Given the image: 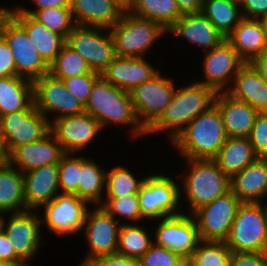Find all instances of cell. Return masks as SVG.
<instances>
[{
    "instance_id": "5bb4252c",
    "label": "cell",
    "mask_w": 267,
    "mask_h": 266,
    "mask_svg": "<svg viewBox=\"0 0 267 266\" xmlns=\"http://www.w3.org/2000/svg\"><path fill=\"white\" fill-rule=\"evenodd\" d=\"M121 224L103 207L96 205L88 210L83 230L90 252L79 266H88L102 256L115 254L118 248L119 229Z\"/></svg>"
},
{
    "instance_id": "ee69618b",
    "label": "cell",
    "mask_w": 267,
    "mask_h": 266,
    "mask_svg": "<svg viewBox=\"0 0 267 266\" xmlns=\"http://www.w3.org/2000/svg\"><path fill=\"white\" fill-rule=\"evenodd\" d=\"M101 76L100 73L73 76L63 80L66 88L84 105L87 104L94 82Z\"/></svg>"
},
{
    "instance_id": "9a60e30c",
    "label": "cell",
    "mask_w": 267,
    "mask_h": 266,
    "mask_svg": "<svg viewBox=\"0 0 267 266\" xmlns=\"http://www.w3.org/2000/svg\"><path fill=\"white\" fill-rule=\"evenodd\" d=\"M155 230L154 243L173 251L185 260L192 256L201 241L194 217L184 212L162 218Z\"/></svg>"
},
{
    "instance_id": "f35d334b",
    "label": "cell",
    "mask_w": 267,
    "mask_h": 266,
    "mask_svg": "<svg viewBox=\"0 0 267 266\" xmlns=\"http://www.w3.org/2000/svg\"><path fill=\"white\" fill-rule=\"evenodd\" d=\"M145 178L137 180L127 168L116 166L110 171H106V198H122L129 194H139L140 187Z\"/></svg>"
},
{
    "instance_id": "681fc988",
    "label": "cell",
    "mask_w": 267,
    "mask_h": 266,
    "mask_svg": "<svg viewBox=\"0 0 267 266\" xmlns=\"http://www.w3.org/2000/svg\"><path fill=\"white\" fill-rule=\"evenodd\" d=\"M88 266H140V262L137 258L115 253L97 258Z\"/></svg>"
},
{
    "instance_id": "277c9868",
    "label": "cell",
    "mask_w": 267,
    "mask_h": 266,
    "mask_svg": "<svg viewBox=\"0 0 267 266\" xmlns=\"http://www.w3.org/2000/svg\"><path fill=\"white\" fill-rule=\"evenodd\" d=\"M190 170L183 174L185 198L193 214L197 209L211 203L231 191V178L225 174L213 159H185ZM186 176V177H185Z\"/></svg>"
},
{
    "instance_id": "6da1fadb",
    "label": "cell",
    "mask_w": 267,
    "mask_h": 266,
    "mask_svg": "<svg viewBox=\"0 0 267 266\" xmlns=\"http://www.w3.org/2000/svg\"><path fill=\"white\" fill-rule=\"evenodd\" d=\"M222 116L214 103L196 116L172 141L185 159H213L225 143Z\"/></svg>"
},
{
    "instance_id": "44dd1931",
    "label": "cell",
    "mask_w": 267,
    "mask_h": 266,
    "mask_svg": "<svg viewBox=\"0 0 267 266\" xmlns=\"http://www.w3.org/2000/svg\"><path fill=\"white\" fill-rule=\"evenodd\" d=\"M159 72L144 57L116 56L100 74L111 85L130 92L134 87L151 80Z\"/></svg>"
},
{
    "instance_id": "b9f144b4",
    "label": "cell",
    "mask_w": 267,
    "mask_h": 266,
    "mask_svg": "<svg viewBox=\"0 0 267 266\" xmlns=\"http://www.w3.org/2000/svg\"><path fill=\"white\" fill-rule=\"evenodd\" d=\"M74 155L75 153H64L60 158L59 188L62 191L60 194H75L78 197L80 157Z\"/></svg>"
},
{
    "instance_id": "94428289",
    "label": "cell",
    "mask_w": 267,
    "mask_h": 266,
    "mask_svg": "<svg viewBox=\"0 0 267 266\" xmlns=\"http://www.w3.org/2000/svg\"><path fill=\"white\" fill-rule=\"evenodd\" d=\"M0 266H11V265L6 263L5 261L0 260Z\"/></svg>"
},
{
    "instance_id": "30bf717a",
    "label": "cell",
    "mask_w": 267,
    "mask_h": 266,
    "mask_svg": "<svg viewBox=\"0 0 267 266\" xmlns=\"http://www.w3.org/2000/svg\"><path fill=\"white\" fill-rule=\"evenodd\" d=\"M175 90L172 79L159 72L129 92L137 118L146 131L161 117Z\"/></svg>"
},
{
    "instance_id": "e575fe53",
    "label": "cell",
    "mask_w": 267,
    "mask_h": 266,
    "mask_svg": "<svg viewBox=\"0 0 267 266\" xmlns=\"http://www.w3.org/2000/svg\"><path fill=\"white\" fill-rule=\"evenodd\" d=\"M240 4L232 0H203L202 13L227 37L243 18Z\"/></svg>"
},
{
    "instance_id": "8d00e7d4",
    "label": "cell",
    "mask_w": 267,
    "mask_h": 266,
    "mask_svg": "<svg viewBox=\"0 0 267 266\" xmlns=\"http://www.w3.org/2000/svg\"><path fill=\"white\" fill-rule=\"evenodd\" d=\"M49 73L58 79H67L98 72L92 71L86 60L65 43L54 62L49 66Z\"/></svg>"
},
{
    "instance_id": "603a6c76",
    "label": "cell",
    "mask_w": 267,
    "mask_h": 266,
    "mask_svg": "<svg viewBox=\"0 0 267 266\" xmlns=\"http://www.w3.org/2000/svg\"><path fill=\"white\" fill-rule=\"evenodd\" d=\"M214 103L222 116L227 137H249L259 112L227 92L216 93Z\"/></svg>"
},
{
    "instance_id": "c3c4849f",
    "label": "cell",
    "mask_w": 267,
    "mask_h": 266,
    "mask_svg": "<svg viewBox=\"0 0 267 266\" xmlns=\"http://www.w3.org/2000/svg\"><path fill=\"white\" fill-rule=\"evenodd\" d=\"M0 260L11 266H27L15 253L13 242L3 229L0 230Z\"/></svg>"
},
{
    "instance_id": "d590c367",
    "label": "cell",
    "mask_w": 267,
    "mask_h": 266,
    "mask_svg": "<svg viewBox=\"0 0 267 266\" xmlns=\"http://www.w3.org/2000/svg\"><path fill=\"white\" fill-rule=\"evenodd\" d=\"M153 243L154 240L149 237L146 229L128 222L121 223L116 253L126 257L139 259Z\"/></svg>"
},
{
    "instance_id": "8992f818",
    "label": "cell",
    "mask_w": 267,
    "mask_h": 266,
    "mask_svg": "<svg viewBox=\"0 0 267 266\" xmlns=\"http://www.w3.org/2000/svg\"><path fill=\"white\" fill-rule=\"evenodd\" d=\"M267 238V201L242 203L225 244L231 252H263Z\"/></svg>"
},
{
    "instance_id": "4fadbf2b",
    "label": "cell",
    "mask_w": 267,
    "mask_h": 266,
    "mask_svg": "<svg viewBox=\"0 0 267 266\" xmlns=\"http://www.w3.org/2000/svg\"><path fill=\"white\" fill-rule=\"evenodd\" d=\"M242 202L230 191L197 209L192 216L203 241H225Z\"/></svg>"
},
{
    "instance_id": "d4e9b609",
    "label": "cell",
    "mask_w": 267,
    "mask_h": 266,
    "mask_svg": "<svg viewBox=\"0 0 267 266\" xmlns=\"http://www.w3.org/2000/svg\"><path fill=\"white\" fill-rule=\"evenodd\" d=\"M167 32L183 37L205 51L219 46L226 40L202 12L182 15Z\"/></svg>"
},
{
    "instance_id": "1f68e13d",
    "label": "cell",
    "mask_w": 267,
    "mask_h": 266,
    "mask_svg": "<svg viewBox=\"0 0 267 266\" xmlns=\"http://www.w3.org/2000/svg\"><path fill=\"white\" fill-rule=\"evenodd\" d=\"M24 211V175L6 162L0 166V212L11 214Z\"/></svg>"
},
{
    "instance_id": "60d3db41",
    "label": "cell",
    "mask_w": 267,
    "mask_h": 266,
    "mask_svg": "<svg viewBox=\"0 0 267 266\" xmlns=\"http://www.w3.org/2000/svg\"><path fill=\"white\" fill-rule=\"evenodd\" d=\"M100 206L114 219L120 215V219H117L119 223L123 217L131 222L145 220L140 210L138 194H129L122 198H104Z\"/></svg>"
},
{
    "instance_id": "f6af8a7d",
    "label": "cell",
    "mask_w": 267,
    "mask_h": 266,
    "mask_svg": "<svg viewBox=\"0 0 267 266\" xmlns=\"http://www.w3.org/2000/svg\"><path fill=\"white\" fill-rule=\"evenodd\" d=\"M249 140L258 157H267V112L259 113L249 135Z\"/></svg>"
},
{
    "instance_id": "4316f807",
    "label": "cell",
    "mask_w": 267,
    "mask_h": 266,
    "mask_svg": "<svg viewBox=\"0 0 267 266\" xmlns=\"http://www.w3.org/2000/svg\"><path fill=\"white\" fill-rule=\"evenodd\" d=\"M6 12L27 32L41 58L50 66L66 43V39L45 27L31 15L19 13L16 9L12 11L9 8Z\"/></svg>"
},
{
    "instance_id": "e0dca14e",
    "label": "cell",
    "mask_w": 267,
    "mask_h": 266,
    "mask_svg": "<svg viewBox=\"0 0 267 266\" xmlns=\"http://www.w3.org/2000/svg\"><path fill=\"white\" fill-rule=\"evenodd\" d=\"M205 54L202 62L205 79L197 82L212 88L216 93L226 92L246 62L227 40Z\"/></svg>"
},
{
    "instance_id": "680465c9",
    "label": "cell",
    "mask_w": 267,
    "mask_h": 266,
    "mask_svg": "<svg viewBox=\"0 0 267 266\" xmlns=\"http://www.w3.org/2000/svg\"><path fill=\"white\" fill-rule=\"evenodd\" d=\"M7 8H4L3 6L0 7V18L4 15V13L6 12Z\"/></svg>"
},
{
    "instance_id": "7a4b0ae2",
    "label": "cell",
    "mask_w": 267,
    "mask_h": 266,
    "mask_svg": "<svg viewBox=\"0 0 267 266\" xmlns=\"http://www.w3.org/2000/svg\"><path fill=\"white\" fill-rule=\"evenodd\" d=\"M85 111L100 123L102 129L109 123L128 125L129 128L133 126L131 136L147 135L137 118L130 93L111 85L102 76L94 82Z\"/></svg>"
},
{
    "instance_id": "f5cc1de1",
    "label": "cell",
    "mask_w": 267,
    "mask_h": 266,
    "mask_svg": "<svg viewBox=\"0 0 267 266\" xmlns=\"http://www.w3.org/2000/svg\"><path fill=\"white\" fill-rule=\"evenodd\" d=\"M182 15L201 13L203 0H175Z\"/></svg>"
},
{
    "instance_id": "7dc6e473",
    "label": "cell",
    "mask_w": 267,
    "mask_h": 266,
    "mask_svg": "<svg viewBox=\"0 0 267 266\" xmlns=\"http://www.w3.org/2000/svg\"><path fill=\"white\" fill-rule=\"evenodd\" d=\"M16 76V67L13 53L0 35V77Z\"/></svg>"
},
{
    "instance_id": "2e32d148",
    "label": "cell",
    "mask_w": 267,
    "mask_h": 266,
    "mask_svg": "<svg viewBox=\"0 0 267 266\" xmlns=\"http://www.w3.org/2000/svg\"><path fill=\"white\" fill-rule=\"evenodd\" d=\"M89 204L75 194H58L52 201L43 205V223L53 234L69 235L83 229Z\"/></svg>"
},
{
    "instance_id": "7bdbcfd3",
    "label": "cell",
    "mask_w": 267,
    "mask_h": 266,
    "mask_svg": "<svg viewBox=\"0 0 267 266\" xmlns=\"http://www.w3.org/2000/svg\"><path fill=\"white\" fill-rule=\"evenodd\" d=\"M138 260L140 266H186L180 255L155 243Z\"/></svg>"
},
{
    "instance_id": "5b68a950",
    "label": "cell",
    "mask_w": 267,
    "mask_h": 266,
    "mask_svg": "<svg viewBox=\"0 0 267 266\" xmlns=\"http://www.w3.org/2000/svg\"><path fill=\"white\" fill-rule=\"evenodd\" d=\"M116 56L140 58L151 49L161 35L167 33L159 23L124 11L121 19L109 29Z\"/></svg>"
},
{
    "instance_id": "9c48e42d",
    "label": "cell",
    "mask_w": 267,
    "mask_h": 266,
    "mask_svg": "<svg viewBox=\"0 0 267 266\" xmlns=\"http://www.w3.org/2000/svg\"><path fill=\"white\" fill-rule=\"evenodd\" d=\"M49 120L33 103L26 110L0 116V135L6 154L14 147L39 141L48 135Z\"/></svg>"
},
{
    "instance_id": "bcb514c9",
    "label": "cell",
    "mask_w": 267,
    "mask_h": 266,
    "mask_svg": "<svg viewBox=\"0 0 267 266\" xmlns=\"http://www.w3.org/2000/svg\"><path fill=\"white\" fill-rule=\"evenodd\" d=\"M230 266H267L263 252H232Z\"/></svg>"
},
{
    "instance_id": "ba28073f",
    "label": "cell",
    "mask_w": 267,
    "mask_h": 266,
    "mask_svg": "<svg viewBox=\"0 0 267 266\" xmlns=\"http://www.w3.org/2000/svg\"><path fill=\"white\" fill-rule=\"evenodd\" d=\"M179 187L172 178L164 174L147 176L138 194L142 217L157 220L182 214L178 204L182 196Z\"/></svg>"
},
{
    "instance_id": "816d5d0a",
    "label": "cell",
    "mask_w": 267,
    "mask_h": 266,
    "mask_svg": "<svg viewBox=\"0 0 267 266\" xmlns=\"http://www.w3.org/2000/svg\"><path fill=\"white\" fill-rule=\"evenodd\" d=\"M34 2L36 8L32 11L31 9H26L24 7H16L15 9L22 14L32 15L36 10H41L49 7H70L71 0H31Z\"/></svg>"
},
{
    "instance_id": "74e56055",
    "label": "cell",
    "mask_w": 267,
    "mask_h": 266,
    "mask_svg": "<svg viewBox=\"0 0 267 266\" xmlns=\"http://www.w3.org/2000/svg\"><path fill=\"white\" fill-rule=\"evenodd\" d=\"M231 254L225 241L201 240L186 266H230Z\"/></svg>"
},
{
    "instance_id": "be15d7a7",
    "label": "cell",
    "mask_w": 267,
    "mask_h": 266,
    "mask_svg": "<svg viewBox=\"0 0 267 266\" xmlns=\"http://www.w3.org/2000/svg\"><path fill=\"white\" fill-rule=\"evenodd\" d=\"M232 1H234L235 3H238V4L241 5V3H242L244 0H232Z\"/></svg>"
},
{
    "instance_id": "ab89813d",
    "label": "cell",
    "mask_w": 267,
    "mask_h": 266,
    "mask_svg": "<svg viewBox=\"0 0 267 266\" xmlns=\"http://www.w3.org/2000/svg\"><path fill=\"white\" fill-rule=\"evenodd\" d=\"M35 20L42 23L51 31L67 39L75 26L70 7H49L36 10L31 15Z\"/></svg>"
},
{
    "instance_id": "83f0119b",
    "label": "cell",
    "mask_w": 267,
    "mask_h": 266,
    "mask_svg": "<svg viewBox=\"0 0 267 266\" xmlns=\"http://www.w3.org/2000/svg\"><path fill=\"white\" fill-rule=\"evenodd\" d=\"M226 92L250 104L259 113L267 112V83L251 63L240 68Z\"/></svg>"
},
{
    "instance_id": "f546056e",
    "label": "cell",
    "mask_w": 267,
    "mask_h": 266,
    "mask_svg": "<svg viewBox=\"0 0 267 266\" xmlns=\"http://www.w3.org/2000/svg\"><path fill=\"white\" fill-rule=\"evenodd\" d=\"M257 158L249 137H227L213 160L231 178Z\"/></svg>"
},
{
    "instance_id": "d6986e66",
    "label": "cell",
    "mask_w": 267,
    "mask_h": 266,
    "mask_svg": "<svg viewBox=\"0 0 267 266\" xmlns=\"http://www.w3.org/2000/svg\"><path fill=\"white\" fill-rule=\"evenodd\" d=\"M5 220L3 217L2 229L13 242L16 255L27 265L40 247L42 218L35 211L26 210L11 213L8 221Z\"/></svg>"
},
{
    "instance_id": "52a82bcc",
    "label": "cell",
    "mask_w": 267,
    "mask_h": 266,
    "mask_svg": "<svg viewBox=\"0 0 267 266\" xmlns=\"http://www.w3.org/2000/svg\"><path fill=\"white\" fill-rule=\"evenodd\" d=\"M0 35L13 53L16 76L34 81L49 73L27 32L7 12L0 18Z\"/></svg>"
},
{
    "instance_id": "7402d4cb",
    "label": "cell",
    "mask_w": 267,
    "mask_h": 266,
    "mask_svg": "<svg viewBox=\"0 0 267 266\" xmlns=\"http://www.w3.org/2000/svg\"><path fill=\"white\" fill-rule=\"evenodd\" d=\"M58 174V164L43 165L23 173L26 210H37L60 194Z\"/></svg>"
},
{
    "instance_id": "ac0fdd59",
    "label": "cell",
    "mask_w": 267,
    "mask_h": 266,
    "mask_svg": "<svg viewBox=\"0 0 267 266\" xmlns=\"http://www.w3.org/2000/svg\"><path fill=\"white\" fill-rule=\"evenodd\" d=\"M100 123L86 111L50 122V133L65 153L82 151L99 134Z\"/></svg>"
},
{
    "instance_id": "d6a6232c",
    "label": "cell",
    "mask_w": 267,
    "mask_h": 266,
    "mask_svg": "<svg viewBox=\"0 0 267 266\" xmlns=\"http://www.w3.org/2000/svg\"><path fill=\"white\" fill-rule=\"evenodd\" d=\"M106 185V171L88 158L80 157L78 197L88 203L101 205Z\"/></svg>"
},
{
    "instance_id": "11a10c76",
    "label": "cell",
    "mask_w": 267,
    "mask_h": 266,
    "mask_svg": "<svg viewBox=\"0 0 267 266\" xmlns=\"http://www.w3.org/2000/svg\"><path fill=\"white\" fill-rule=\"evenodd\" d=\"M7 162V154L4 150L1 135H0V166Z\"/></svg>"
},
{
    "instance_id": "91938a15",
    "label": "cell",
    "mask_w": 267,
    "mask_h": 266,
    "mask_svg": "<svg viewBox=\"0 0 267 266\" xmlns=\"http://www.w3.org/2000/svg\"><path fill=\"white\" fill-rule=\"evenodd\" d=\"M263 253L267 257V238H266V243H265V246H264V249H263Z\"/></svg>"
},
{
    "instance_id": "f907efd6",
    "label": "cell",
    "mask_w": 267,
    "mask_h": 266,
    "mask_svg": "<svg viewBox=\"0 0 267 266\" xmlns=\"http://www.w3.org/2000/svg\"><path fill=\"white\" fill-rule=\"evenodd\" d=\"M240 7L244 18L259 19L267 15V0H244Z\"/></svg>"
},
{
    "instance_id": "cb8c5ba5",
    "label": "cell",
    "mask_w": 267,
    "mask_h": 266,
    "mask_svg": "<svg viewBox=\"0 0 267 266\" xmlns=\"http://www.w3.org/2000/svg\"><path fill=\"white\" fill-rule=\"evenodd\" d=\"M75 25L111 29L121 19L124 9L113 0H71Z\"/></svg>"
},
{
    "instance_id": "4dcf8cb0",
    "label": "cell",
    "mask_w": 267,
    "mask_h": 266,
    "mask_svg": "<svg viewBox=\"0 0 267 266\" xmlns=\"http://www.w3.org/2000/svg\"><path fill=\"white\" fill-rule=\"evenodd\" d=\"M32 103L31 80L20 76L0 77V116L26 110Z\"/></svg>"
},
{
    "instance_id": "6f0895ef",
    "label": "cell",
    "mask_w": 267,
    "mask_h": 266,
    "mask_svg": "<svg viewBox=\"0 0 267 266\" xmlns=\"http://www.w3.org/2000/svg\"><path fill=\"white\" fill-rule=\"evenodd\" d=\"M259 21L261 23V26H262V29H263V33H264V36H265V40H266V43H267V15L259 18Z\"/></svg>"
},
{
    "instance_id": "836d02e7",
    "label": "cell",
    "mask_w": 267,
    "mask_h": 266,
    "mask_svg": "<svg viewBox=\"0 0 267 266\" xmlns=\"http://www.w3.org/2000/svg\"><path fill=\"white\" fill-rule=\"evenodd\" d=\"M127 11L153 20L167 31L182 16L175 0H133Z\"/></svg>"
},
{
    "instance_id": "db71d44e",
    "label": "cell",
    "mask_w": 267,
    "mask_h": 266,
    "mask_svg": "<svg viewBox=\"0 0 267 266\" xmlns=\"http://www.w3.org/2000/svg\"><path fill=\"white\" fill-rule=\"evenodd\" d=\"M250 63L259 72L261 78L267 83V47Z\"/></svg>"
},
{
    "instance_id": "8fae6325",
    "label": "cell",
    "mask_w": 267,
    "mask_h": 266,
    "mask_svg": "<svg viewBox=\"0 0 267 266\" xmlns=\"http://www.w3.org/2000/svg\"><path fill=\"white\" fill-rule=\"evenodd\" d=\"M66 43L86 60L92 71L98 73L116 58L114 40L106 28L75 25Z\"/></svg>"
},
{
    "instance_id": "7c38bea8",
    "label": "cell",
    "mask_w": 267,
    "mask_h": 266,
    "mask_svg": "<svg viewBox=\"0 0 267 266\" xmlns=\"http://www.w3.org/2000/svg\"><path fill=\"white\" fill-rule=\"evenodd\" d=\"M32 84L34 107L46 118H48V114L56 113L49 122L85 112V105L71 94L63 80L50 73L35 79Z\"/></svg>"
},
{
    "instance_id": "3957f363",
    "label": "cell",
    "mask_w": 267,
    "mask_h": 266,
    "mask_svg": "<svg viewBox=\"0 0 267 266\" xmlns=\"http://www.w3.org/2000/svg\"><path fill=\"white\" fill-rule=\"evenodd\" d=\"M216 92L198 82L175 90L172 100L147 134L168 130L170 141L200 113L214 104Z\"/></svg>"
},
{
    "instance_id": "ffe728a7",
    "label": "cell",
    "mask_w": 267,
    "mask_h": 266,
    "mask_svg": "<svg viewBox=\"0 0 267 266\" xmlns=\"http://www.w3.org/2000/svg\"><path fill=\"white\" fill-rule=\"evenodd\" d=\"M64 153L60 143L49 133L39 141L14 147L7 154V162L26 173L43 165L59 164Z\"/></svg>"
},
{
    "instance_id": "9f6ffc18",
    "label": "cell",
    "mask_w": 267,
    "mask_h": 266,
    "mask_svg": "<svg viewBox=\"0 0 267 266\" xmlns=\"http://www.w3.org/2000/svg\"><path fill=\"white\" fill-rule=\"evenodd\" d=\"M115 1L118 5H120L125 11H127L133 0H113Z\"/></svg>"
},
{
    "instance_id": "6125c7cd",
    "label": "cell",
    "mask_w": 267,
    "mask_h": 266,
    "mask_svg": "<svg viewBox=\"0 0 267 266\" xmlns=\"http://www.w3.org/2000/svg\"><path fill=\"white\" fill-rule=\"evenodd\" d=\"M4 213L0 212V230L2 229V220H3V215Z\"/></svg>"
},
{
    "instance_id": "484cf974",
    "label": "cell",
    "mask_w": 267,
    "mask_h": 266,
    "mask_svg": "<svg viewBox=\"0 0 267 266\" xmlns=\"http://www.w3.org/2000/svg\"><path fill=\"white\" fill-rule=\"evenodd\" d=\"M231 192L242 203H262L261 200L267 197V159L258 157L233 175Z\"/></svg>"
},
{
    "instance_id": "f1b7e54d",
    "label": "cell",
    "mask_w": 267,
    "mask_h": 266,
    "mask_svg": "<svg viewBox=\"0 0 267 266\" xmlns=\"http://www.w3.org/2000/svg\"><path fill=\"white\" fill-rule=\"evenodd\" d=\"M226 40L246 63H250L267 47L259 19L243 17Z\"/></svg>"
}]
</instances>
